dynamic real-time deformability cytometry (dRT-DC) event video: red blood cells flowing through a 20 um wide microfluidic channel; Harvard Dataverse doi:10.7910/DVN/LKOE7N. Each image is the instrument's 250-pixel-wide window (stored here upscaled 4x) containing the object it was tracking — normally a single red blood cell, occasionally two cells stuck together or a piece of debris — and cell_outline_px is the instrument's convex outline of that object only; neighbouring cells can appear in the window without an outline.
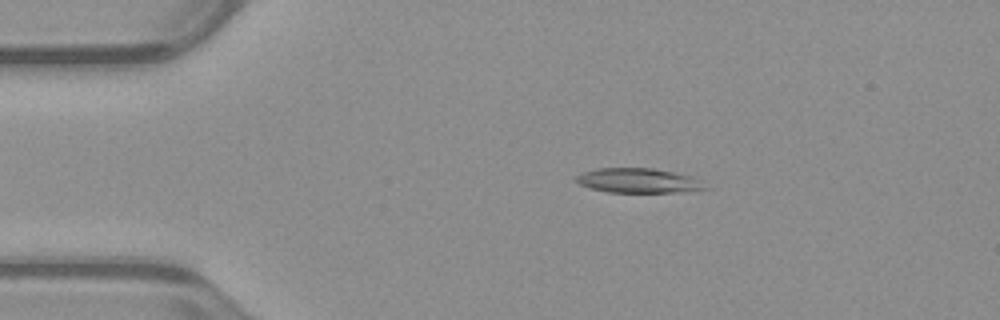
{"species": "common noctule bat (a hibernating species)", "species_latin": "Nyctalus noctula", "temperature_condition": "warm", "stored_images_in_passage": 51, "camera_frame_rate_fps": 3000, "um_per_image_px": 0.085, "animal": {"sex": "male", "body_mass_g": 23.1, "forearm_length_mm": 52.7}, "frame": {"image": 1, "passage_image": 9, "time_ms": 2.667, "image_size_px": [1000, 320], "cell_outline_px": [[712, 188], [672, 192], [608, 192], [592, 188], [580, 184], [576, 180], [576, 176], [584, 172], [596, 168], [652, 168], [676, 172], [696, 176]], "centroid_in_image_um": [54.36, 15.34], "position_along_channel_um": 30.6, "area_um2": 18.61}}
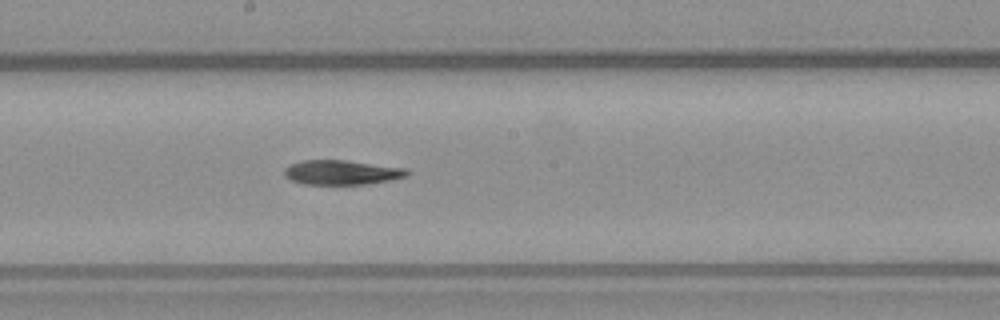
{"frame": {"image": 2, "passage_image": 27, "time_ms": 8.667, "image_size_px": [1000, 320], "cell_outline_px": [[408, 176], [388, 180], [364, 184], [304, 184], [292, 180], [284, 176], [284, 168], [292, 164], [304, 160], [344, 160], [408, 168]], "centroid_in_image_um": [29.04, 14.65], "position_along_channel_um": 219.2, "area_um2": 17.4}}
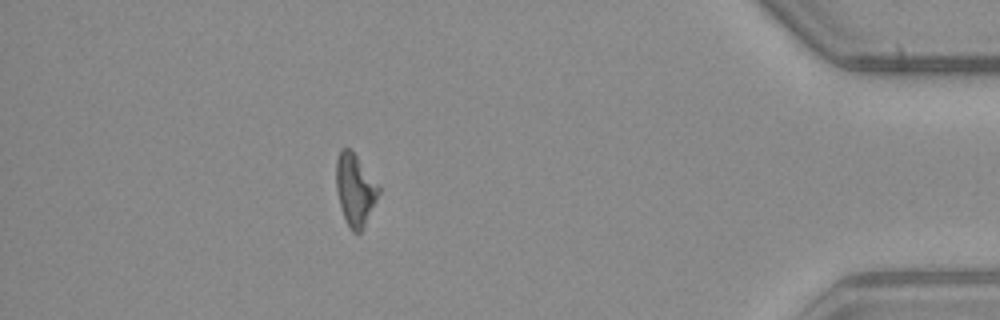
{"frame": {"image": 3, "passage_image": 45, "time_ms": 14.667, "image_size_px": [1000, 320], "cell_outline_px": [[380, 192], [364, 228], [360, 232], [352, 232], [344, 216], [340, 204], [336, 188], [336, 160], [340, 148], [348, 148], [356, 156], [380, 184]], "centroid_in_image_um": [30.2, 16.11], "position_along_channel_um": 405.0, "area_um2": 17.74}}